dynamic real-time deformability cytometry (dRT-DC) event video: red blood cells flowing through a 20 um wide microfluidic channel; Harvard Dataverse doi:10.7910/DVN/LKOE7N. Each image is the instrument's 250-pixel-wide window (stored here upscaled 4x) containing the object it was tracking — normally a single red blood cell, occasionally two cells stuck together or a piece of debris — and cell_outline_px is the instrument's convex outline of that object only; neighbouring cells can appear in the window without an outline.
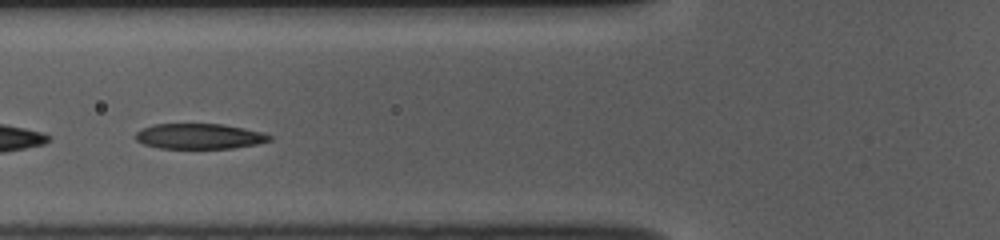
{"species": "common noctule bat (a hibernating species)", "species_latin": "Nyctalus noctula", "temperature_condition": "room temperature", "stored_images_in_passage": 16, "camera_frame_rate_fps": 3000, "um_per_image_px": 0.085, "animal": {"sex": "female", "body_mass_g": 10.0, "forearm_length_mm": 53.1}, "frame": {"image": 1, "passage_image": 13, "time_ms": 4.0, "image_size_px": [1000, 240], "cell_outline_px": [[276, 136], [272, 140], [256, 144], [232, 148], [160, 148], [144, 144], [136, 140], [136, 132], [140, 128], [152, 124], [220, 124], [244, 128], [264, 132]], "centroid_in_image_um": [16.98, 11.57], "position_along_channel_um": 108.8, "area_um2": 19.94}}